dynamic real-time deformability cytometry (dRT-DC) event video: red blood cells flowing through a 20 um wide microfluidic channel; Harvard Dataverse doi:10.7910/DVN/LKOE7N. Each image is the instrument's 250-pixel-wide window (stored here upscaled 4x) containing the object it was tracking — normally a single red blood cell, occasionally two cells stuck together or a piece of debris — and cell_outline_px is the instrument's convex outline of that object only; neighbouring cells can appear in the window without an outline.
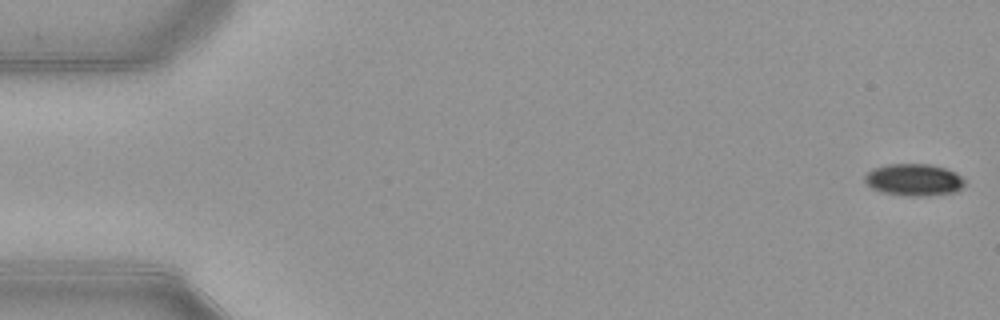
{"species": "common noctule bat (a hibernating species)", "species_latin": "Nyctalus noctula", "temperature_condition": "warm", "stored_images_in_passage": 53, "camera_frame_rate_fps": 3000, "um_per_image_px": 0.085, "animal": {"sex": "female", "body_mass_g": 21.9}, "frame": {"image": 1, "passage_image": 1, "time_ms": 0.0, "image_size_px": [1000, 320], "cell_outline_px": [[964, 184], [960, 188], [952, 192], [924, 196], [908, 196], [880, 192], [872, 188], [864, 180], [864, 176], [872, 168], [888, 164], [928, 164], [944, 168], [956, 172], [964, 180]], "centroid_in_image_um": [77.64, 15.28], "position_along_channel_um": 7.4, "area_um2": 18.5}}
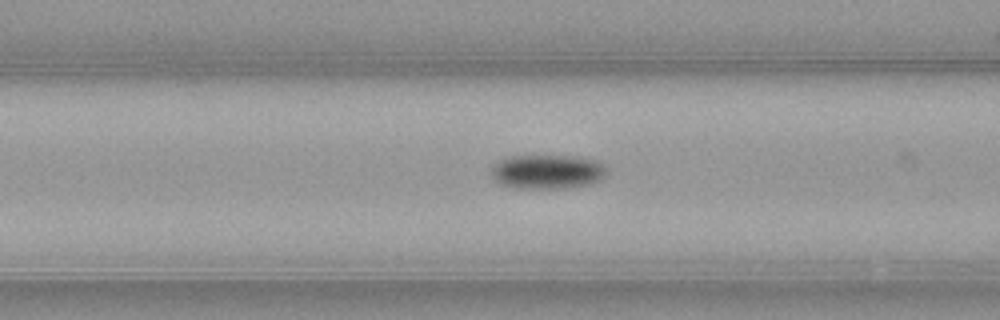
{"frame": {"image": 2, "passage_image": 21, "time_ms": 6.667, "image_size_px": [1000, 320], "cell_outline_px": [[608, 172], [600, 180], [588, 184], [564, 188], [516, 188], [500, 184], [492, 180], [492, 168], [500, 160], [512, 156], [580, 156], [596, 160]], "centroid_in_image_um": [46.51, 14.6], "position_along_channel_um": 120.1, "area_um2": 22.95}}
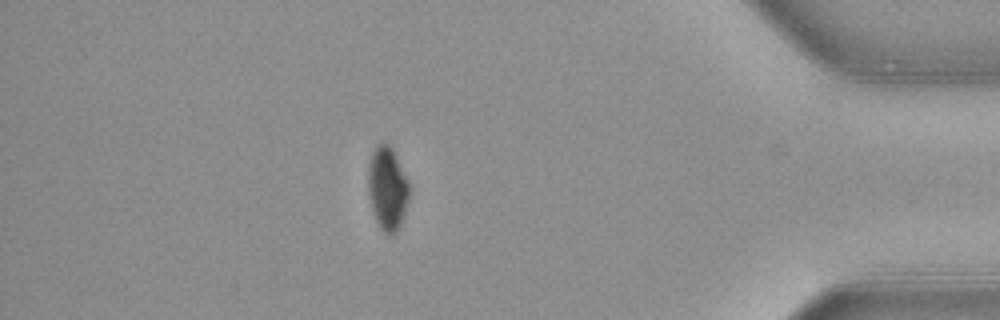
{"frame": {"image": 3, "passage_image": 46, "time_ms": 15.0, "image_size_px": [1000, 320], "cell_outline_px": [[408, 200], [400, 224], [396, 232], [392, 236], [384, 232], [380, 228], [376, 220], [372, 208], [368, 192], [368, 164], [372, 152], [376, 144], [388, 144], [392, 148], [408, 180]], "centroid_in_image_um": [32.91, 16.0], "position_along_channel_um": 402.3, "area_um2": 19.71}, "authors_computed_cell_mechanics": {"area_um2": 20.7502, "velocity_mm_per_s": 3.9185, "shape_relaxation_time_tau1_ms": 2.2324, "shape_relaxation_time_tau2_ms": null, "deformation_change_tau1": 0.1019, "deformation_change_tau2": null}}